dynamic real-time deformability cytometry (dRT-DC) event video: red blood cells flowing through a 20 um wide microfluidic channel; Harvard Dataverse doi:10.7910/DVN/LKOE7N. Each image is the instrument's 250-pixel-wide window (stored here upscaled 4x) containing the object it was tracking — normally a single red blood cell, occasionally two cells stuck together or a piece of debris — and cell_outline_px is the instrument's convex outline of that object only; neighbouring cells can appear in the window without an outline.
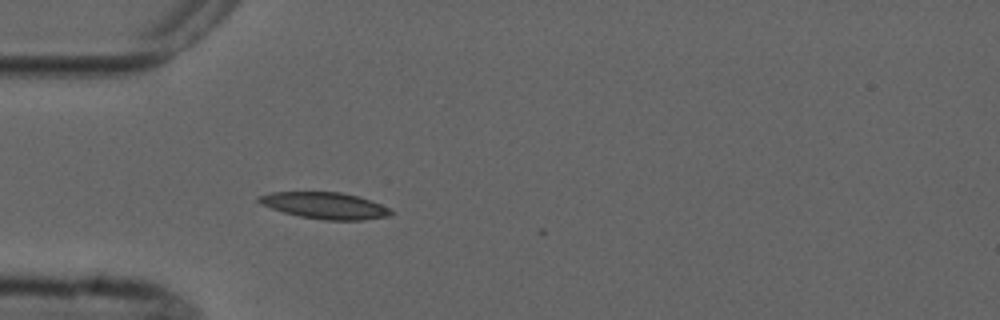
{"species": "common noctule bat (a hibernating species)", "species_latin": "Nyctalus noctula", "temperature_condition": "cold", "stored_images_in_passage": 4, "camera_frame_rate_fps": 3000, "um_per_image_px": 0.085, "animal": {"sex": "male", "forearm_length_mm": 52.5}, "frame": {"image": 1, "passage_image": 4, "time_ms": 4.0, "image_size_px": [1000, 320], "cell_outline_px": [[392, 212], [388, 216], [364, 220], [324, 220], [300, 216], [284, 212], [260, 204], [256, 200], [256, 196], [272, 192], [340, 192], [356, 196], [380, 204], [388, 208]], "centroid_in_image_um": [27.56, 17.47], "position_along_channel_um": 57.4, "area_um2": 20.17}}